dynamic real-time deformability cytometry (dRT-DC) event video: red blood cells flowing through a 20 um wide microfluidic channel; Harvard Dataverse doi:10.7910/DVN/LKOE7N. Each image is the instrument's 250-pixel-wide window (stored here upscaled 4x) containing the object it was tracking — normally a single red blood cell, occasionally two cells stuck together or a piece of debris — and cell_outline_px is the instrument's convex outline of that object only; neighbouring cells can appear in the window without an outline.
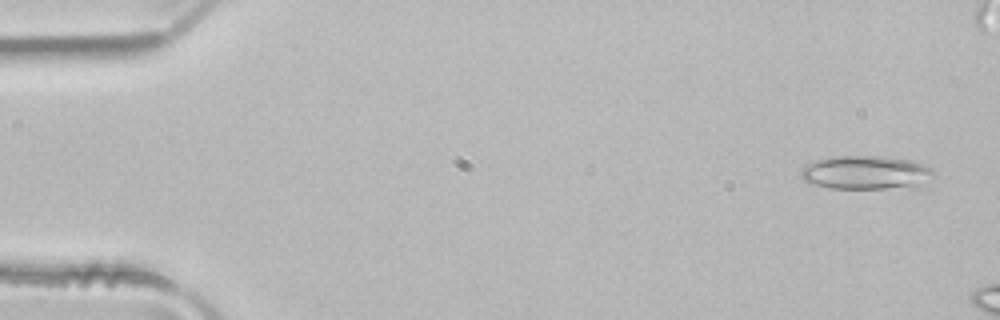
{"species": "common noctule bat (a hibernating species)", "species_latin": "Nyctalus noctula", "temperature_condition": "room temperature", "stored_images_in_passage": 5, "camera_frame_rate_fps": 3000, "um_per_image_px": 0.085, "animal": {"sex": "male", "body_mass_g": 21.5, "forearm_length_mm": 52.0}, "frame": {"image": 1, "passage_image": 5, "time_ms": 1.333, "image_size_px": [1000, 320], "cell_outline_px": [[936, 172], [916, 188], [828, 188], [812, 184], [804, 180], [800, 176], [800, 172], [808, 164], [816, 160], [828, 156], [880, 156], [908, 160], [932, 168]], "centroid_in_image_um": [73.58, 14.67], "position_along_channel_um": 11.4, "area_um2": 26.01}}